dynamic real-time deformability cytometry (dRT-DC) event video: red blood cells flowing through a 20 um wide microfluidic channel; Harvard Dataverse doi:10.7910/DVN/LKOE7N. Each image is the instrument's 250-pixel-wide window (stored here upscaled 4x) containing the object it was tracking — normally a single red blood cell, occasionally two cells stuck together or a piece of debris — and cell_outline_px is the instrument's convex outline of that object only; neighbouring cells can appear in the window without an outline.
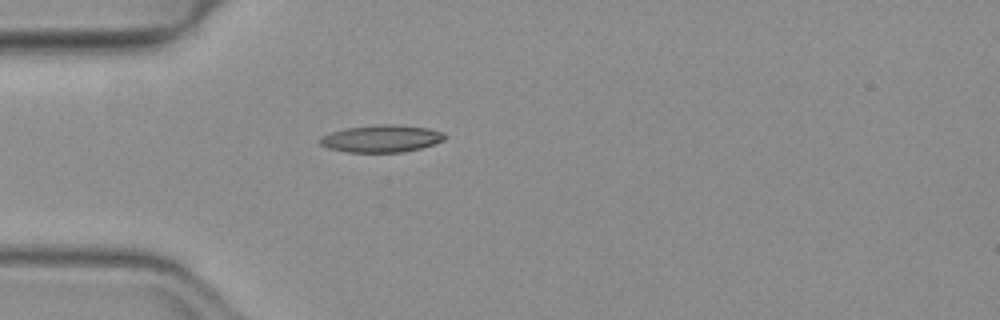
{"species": "common noctule bat (a hibernating species)", "species_latin": "Nyctalus noctula", "temperature_condition": "warm", "stored_images_in_passage": 30, "camera_frame_rate_fps": 3000, "um_per_image_px": 0.085, "animal": {"sex": "female", "body_mass_g": 19.3, "forearm_length_mm": 54.1}, "frame": {"image": 1, "passage_image": 1, "time_ms": 0.0, "image_size_px": [1000, 320], "cell_outline_px": [[448, 136], [444, 140], [420, 148], [404, 152], [348, 152], [328, 148], [320, 144], [320, 136], [344, 128], [376, 124], [396, 124], [428, 128], [444, 132]], "centroid_in_image_um": [32.44, 11.77], "position_along_channel_um": 52.6, "area_um2": 19.94}}
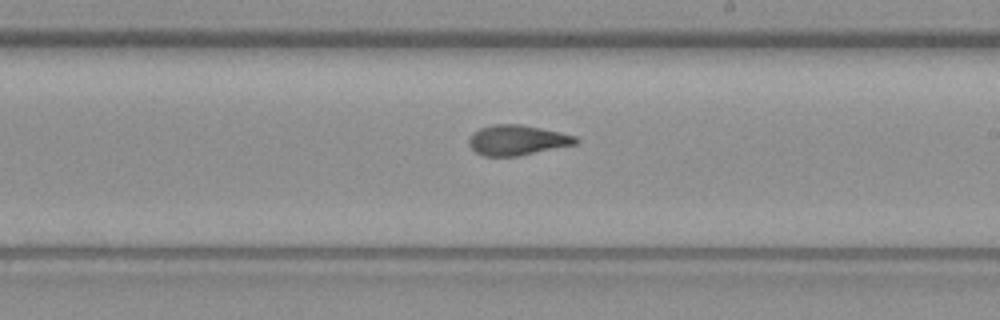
{"frame": {"image": 2, "passage_image": 16, "time_ms": 5.0, "image_size_px": [1000, 320], "cell_outline_px": [[580, 140], [576, 144], [520, 156], [484, 156], [476, 152], [468, 144], [468, 140], [480, 128], [492, 124], [520, 124], [560, 132], [576, 136]], "centroid_in_image_um": [43.99, 11.92], "position_along_channel_um": 245.0, "area_um2": 18.73}}
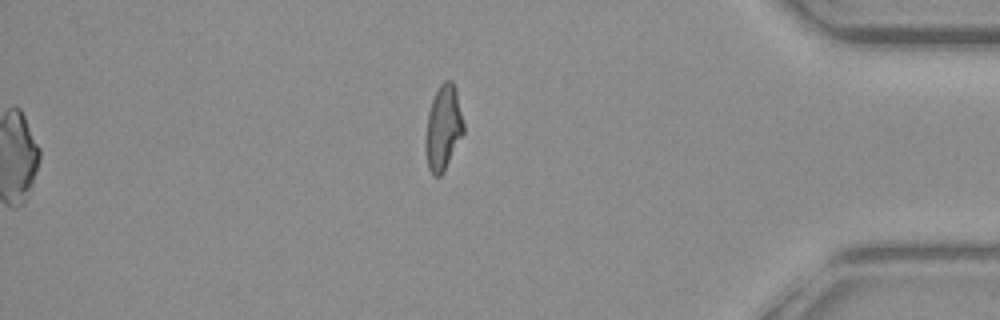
{"frame": {"image": 3, "passage_image": 30, "time_ms": 9.667, "image_size_px": [1000, 320], "cell_outline_px": [[464, 132], [444, 172], [440, 176], [432, 176], [428, 168], [424, 148], [424, 140], [428, 112], [432, 100], [440, 84], [444, 80], [452, 80], [456, 88], [464, 124]], "centroid_in_image_um": [37.66, 10.89], "position_along_channel_um": 397.5, "area_um2": 19.13}, "authors_computed_cell_mechanics": {"area_um2": 18.9295, "velocity_mm_per_s": 4.0271, "shape_relaxation_time_tau1_ms": null, "shape_relaxation_time_tau2_ms": 1.8191, "deformation_change_tau1": null, "deformation_change_tau2": 0.0866}}